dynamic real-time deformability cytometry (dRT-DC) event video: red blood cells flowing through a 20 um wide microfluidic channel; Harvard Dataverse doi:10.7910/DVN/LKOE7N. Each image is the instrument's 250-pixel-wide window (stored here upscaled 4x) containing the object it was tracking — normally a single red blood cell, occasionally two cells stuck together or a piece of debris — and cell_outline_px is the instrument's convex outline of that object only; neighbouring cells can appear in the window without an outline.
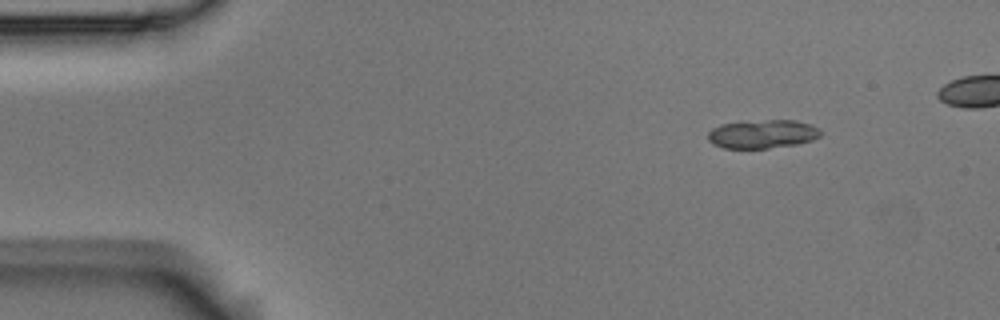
{"species": "Egyptian fruit bat (a non-hibernating species)", "species_latin": "Rousettus aegyptiacus", "temperature_condition": "room temperature", "stored_images_in_passage": 6, "camera_frame_rate_fps": 3000, "um_per_image_px": 0.085, "animal": {"sex": "male"}, "frame": {"image": 1, "passage_image": 1, "time_ms": 0.0, "image_size_px": [1000, 320], "cell_outline_px": [[824, 132], [820, 136], [812, 140], [796, 144], [768, 148], [724, 148], [712, 144], [708, 140], [708, 132], [712, 128], [720, 124], [768, 120], [796, 120], [812, 124], [820, 128]], "centroid_in_image_um": [64.85, 11.39], "position_along_channel_um": 20.1, "area_um2": 18.84}}
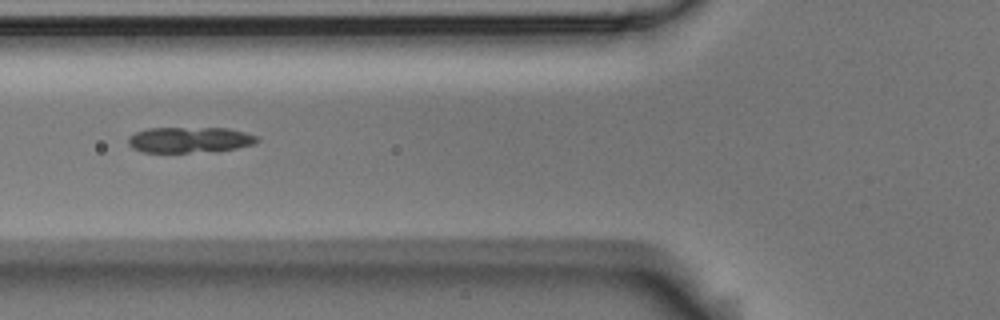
{"frame": {"image": 2, "passage_image": 5, "time_ms": 1.333, "image_size_px": [1000, 320], "cell_outline_px": [[260, 140], [256, 144], [216, 152], [140, 152], [132, 148], [128, 144], [128, 136], [136, 132], [148, 128], [228, 128], [244, 132], [256, 136]], "centroid_in_image_um": [16.13, 11.89], "position_along_channel_um": 109.7, "area_um2": 19.59}}
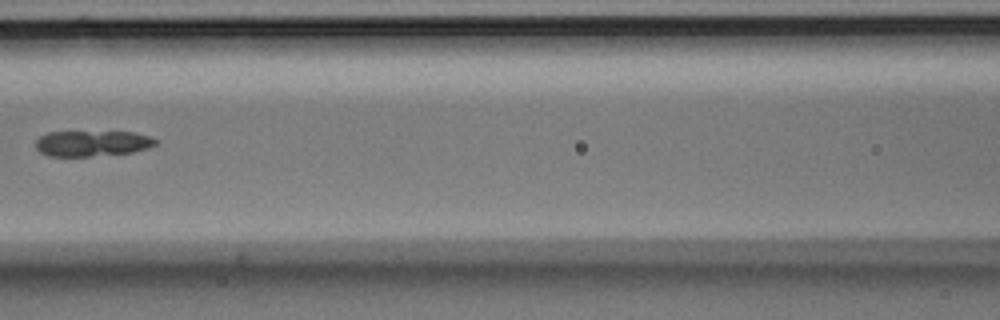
{"frame": {"image": 3, "passage_image": 6, "time_ms": 1.667, "image_size_px": [1000, 320], "cell_outline_px": [[160, 140], [156, 144], [148, 148], [132, 152], [88, 156], [48, 156], [40, 152], [36, 148], [36, 140], [40, 136], [48, 132], [132, 132], [148, 136]], "centroid_in_image_um": [7.84, 12.18], "position_along_channel_um": 158.8, "area_um2": 17.86}}